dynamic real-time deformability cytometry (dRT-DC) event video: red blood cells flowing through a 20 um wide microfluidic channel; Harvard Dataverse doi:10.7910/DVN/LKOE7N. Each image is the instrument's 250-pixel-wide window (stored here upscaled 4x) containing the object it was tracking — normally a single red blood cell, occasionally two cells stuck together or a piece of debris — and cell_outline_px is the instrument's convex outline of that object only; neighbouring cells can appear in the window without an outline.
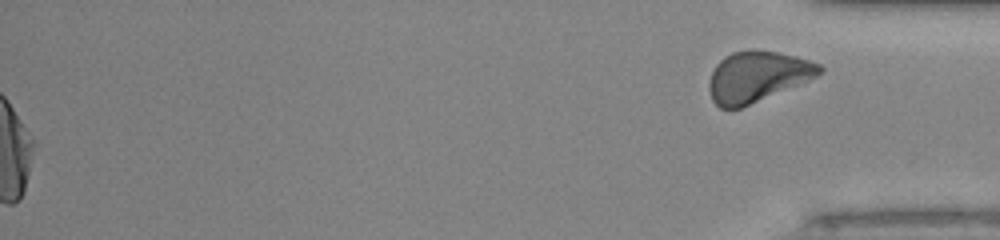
{"species": "human", "species_latin": "Homo sapiens", "temperature_condition": "room temperature", "stored_images_in_passage": 45, "segment_of_instrument_passage": [2, 2], "camera_frame_rate_fps": 3000, "um_per_image_px": 0.085, "donor": {"sex": "male"}, "frame": {"image": 1, "passage_image": 45, "time_ms": 14.667, "image_size_px": [1000, 240], "cell_outline_px": [[824, 72], [808, 80], [740, 108], [720, 108], [712, 100], [708, 88], [708, 84], [712, 72], [716, 64], [724, 56], [732, 52], [776, 52], [796, 56], [820, 64], [824, 68]], "centroid_in_image_um": [64.36, 6.52], "position_along_channel_um": 370.8, "area_um2": 31.85}}